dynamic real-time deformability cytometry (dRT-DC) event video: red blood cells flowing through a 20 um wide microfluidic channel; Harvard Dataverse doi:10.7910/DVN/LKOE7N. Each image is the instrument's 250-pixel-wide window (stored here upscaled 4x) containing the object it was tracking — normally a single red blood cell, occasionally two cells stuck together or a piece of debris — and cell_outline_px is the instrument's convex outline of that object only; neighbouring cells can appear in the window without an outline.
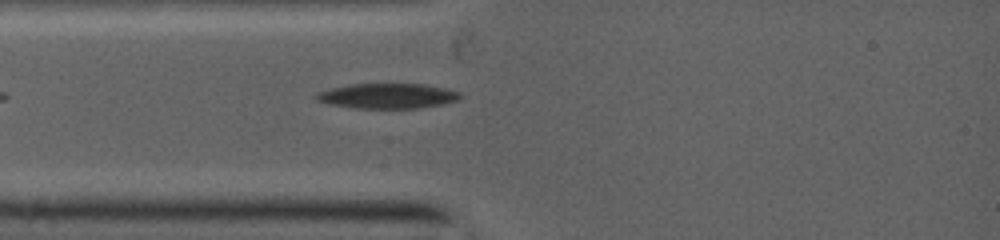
{"species": "common noctule bat (a hibernating species)", "species_latin": "Nyctalus noctula", "temperature_condition": "warm", "stored_images_in_passage": 70, "camera_frame_rate_fps": 5000, "um_per_image_px": 0.085, "animal": {"sex": "female", "body_mass_g": 19.0, "forearm_length_mm": 53.3}, "frame": {"image": 1, "passage_image": 1, "time_ms": 0.0, "image_size_px": [1000, 240], "cell_outline_px": [[460, 96], [456, 100], [440, 104], [416, 108], [356, 108], [332, 104], [316, 100], [312, 96], [320, 92], [332, 88], [352, 84], [420, 84], [440, 88], [456, 92]], "centroid_in_image_um": [32.84, 8.16], "position_along_channel_um": 52.2, "area_um2": 20.35}}
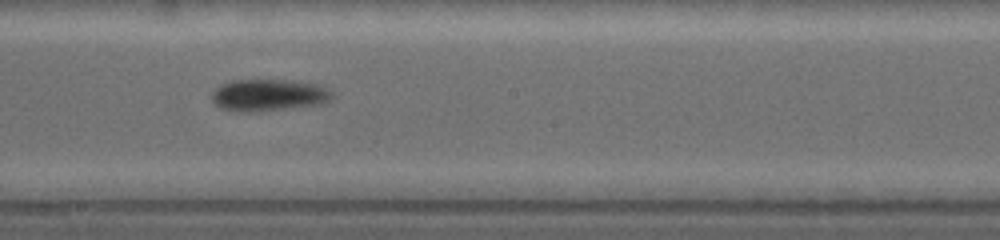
{"frame": {"image": 2, "passage_image": 34, "time_ms": 4.0, "image_size_px": [1000, 240], "cell_outline_px": [[332, 96], [328, 100], [308, 104], [272, 108], [224, 108], [212, 96], [216, 88], [232, 80], [280, 80], [312, 84], [328, 92]], "centroid_in_image_um": [22.77, 8.0], "position_along_channel_um": 225.4, "area_um2": 19.48}}
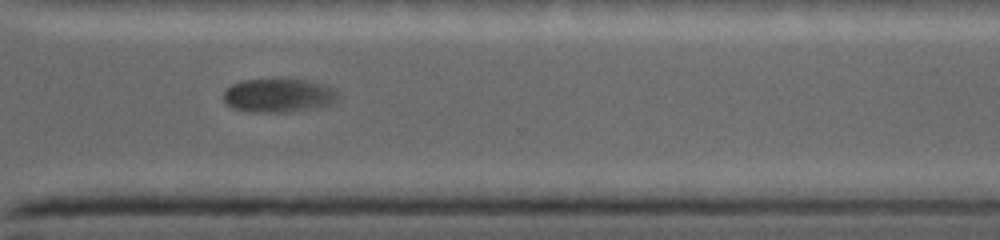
{"frame": {"image": 3, "passage_image": 58, "time_ms": 6.8, "image_size_px": [1000, 240], "cell_outline_px": [[336, 92], [332, 100], [324, 104], [276, 112], [252, 112], [236, 108], [228, 104], [224, 100], [224, 92], [232, 84], [244, 80], [300, 80], [332, 88]], "centroid_in_image_um": [23.5, 8.09], "position_along_channel_um": 347.1, "area_um2": 20.75}}